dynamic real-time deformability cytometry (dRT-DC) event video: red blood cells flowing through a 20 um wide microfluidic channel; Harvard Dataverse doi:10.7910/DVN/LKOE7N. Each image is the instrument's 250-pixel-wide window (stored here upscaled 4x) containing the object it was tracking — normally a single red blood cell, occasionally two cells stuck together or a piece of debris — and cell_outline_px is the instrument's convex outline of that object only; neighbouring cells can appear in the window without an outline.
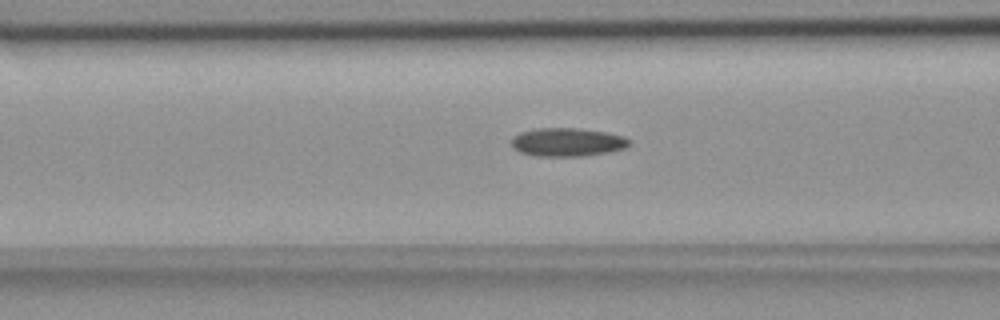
{"species": "common noctule bat (a hibernating species)", "species_latin": "Nyctalus noctula", "temperature_condition": "room temperature", "stored_images_in_passage": 56, "camera_frame_rate_fps": 3000, "um_per_image_px": 0.085, "animal": {"sex": "female", "body_mass_g": 18.4}, "frame": {"image": 1, "passage_image": 22, "time_ms": 7.0, "image_size_px": [1000, 320], "cell_outline_px": [[632, 140], [624, 148], [608, 152], [580, 156], [536, 156], [520, 152], [512, 148], [512, 136], [520, 132], [536, 128], [576, 128], [604, 132], [624, 136]], "centroid_in_image_um": [48.19, 12.08], "position_along_channel_um": 118.4, "area_um2": 19.48}}
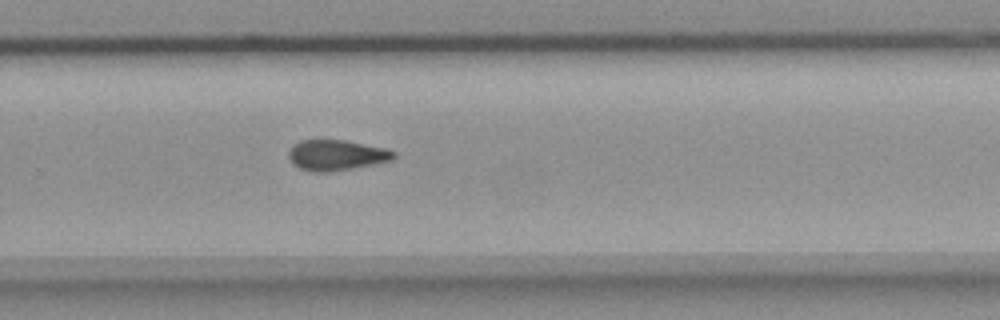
{"frame": {"image": 2, "passage_image": 37, "time_ms": 12.0, "image_size_px": [1000, 320], "cell_outline_px": [[396, 156], [392, 160], [352, 168], [324, 172], [316, 172], [300, 168], [292, 164], [288, 156], [288, 152], [292, 144], [300, 140], [320, 136], [344, 140], [388, 148], [396, 152]], "centroid_in_image_um": [28.54, 13.12], "position_along_channel_um": 301.3, "area_um2": 19.36}}
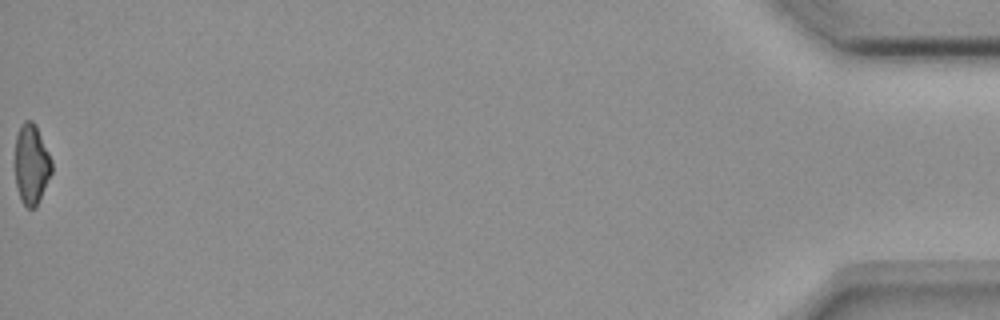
{"frame": {"image": 3, "passage_image": 56, "time_ms": 18.333, "image_size_px": [1000, 320], "cell_outline_px": [[52, 172], [36, 208], [28, 208], [20, 200], [16, 184], [16, 136], [24, 120], [32, 120], [36, 124], [52, 160]], "centroid_in_image_um": [2.69, 13.97], "position_along_channel_um": 432.5, "area_um2": 17.05}, "authors_computed_cell_mechanics": {"area_um2": 18.6694, "velocity_mm_per_s": 3.6617, "shape_relaxation_time_tau1_ms": null, "shape_relaxation_time_tau2_ms": 3.9906, "deformation_change_tau1": null, "deformation_change_tau2": 0.115}}